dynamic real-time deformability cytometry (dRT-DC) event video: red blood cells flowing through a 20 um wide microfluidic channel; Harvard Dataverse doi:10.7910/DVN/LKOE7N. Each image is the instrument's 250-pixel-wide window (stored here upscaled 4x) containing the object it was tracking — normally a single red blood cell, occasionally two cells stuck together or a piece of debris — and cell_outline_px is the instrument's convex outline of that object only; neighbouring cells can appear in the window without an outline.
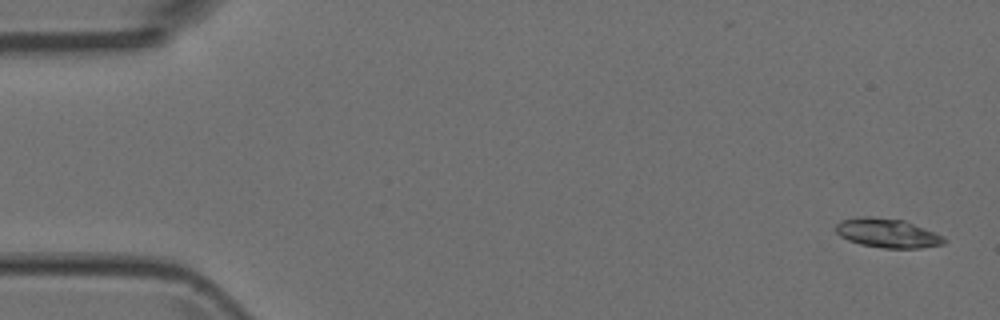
{"species": "Egyptian fruit bat (a non-hibernating species)", "species_latin": "Rousettus aegyptiacus", "temperature_condition": "room temperature", "stored_images_in_passage": 5, "camera_frame_rate_fps": 3000, "um_per_image_px": 0.085, "animal": {"sex": "female"}, "frame": {"image": 1, "passage_image": 1, "time_ms": 0.0, "image_size_px": [1000, 320], "cell_outline_px": [[948, 240], [944, 244], [920, 248], [884, 248], [860, 244], [848, 240], [840, 236], [836, 232], [836, 224], [840, 220], [864, 216], [872, 216], [904, 220], [944, 236]], "centroid_in_image_um": [75.44, 19.81], "position_along_channel_um": 9.6, "area_um2": 18.44}}